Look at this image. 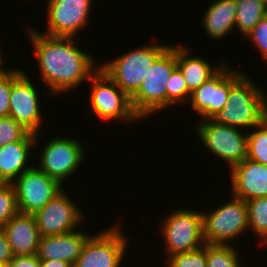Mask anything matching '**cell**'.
<instances>
[{
	"instance_id": "cell-1",
	"label": "cell",
	"mask_w": 267,
	"mask_h": 267,
	"mask_svg": "<svg viewBox=\"0 0 267 267\" xmlns=\"http://www.w3.org/2000/svg\"><path fill=\"white\" fill-rule=\"evenodd\" d=\"M26 30L35 51L40 79L51 96L60 97L75 90L99 69L100 64L92 54L78 47V38L44 35L31 26Z\"/></svg>"
},
{
	"instance_id": "cell-2",
	"label": "cell",
	"mask_w": 267,
	"mask_h": 267,
	"mask_svg": "<svg viewBox=\"0 0 267 267\" xmlns=\"http://www.w3.org/2000/svg\"><path fill=\"white\" fill-rule=\"evenodd\" d=\"M244 74L230 89L226 105L210 119L247 132L267 117V96ZM250 128V129H249Z\"/></svg>"
},
{
	"instance_id": "cell-3",
	"label": "cell",
	"mask_w": 267,
	"mask_h": 267,
	"mask_svg": "<svg viewBox=\"0 0 267 267\" xmlns=\"http://www.w3.org/2000/svg\"><path fill=\"white\" fill-rule=\"evenodd\" d=\"M169 46V44L148 43L101 63L99 68L131 98L138 91L155 60Z\"/></svg>"
},
{
	"instance_id": "cell-4",
	"label": "cell",
	"mask_w": 267,
	"mask_h": 267,
	"mask_svg": "<svg viewBox=\"0 0 267 267\" xmlns=\"http://www.w3.org/2000/svg\"><path fill=\"white\" fill-rule=\"evenodd\" d=\"M176 66V46L171 45L155 60L138 91L130 98L140 120L167 108L166 84Z\"/></svg>"
},
{
	"instance_id": "cell-5",
	"label": "cell",
	"mask_w": 267,
	"mask_h": 267,
	"mask_svg": "<svg viewBox=\"0 0 267 267\" xmlns=\"http://www.w3.org/2000/svg\"><path fill=\"white\" fill-rule=\"evenodd\" d=\"M89 81L92 87L88 105L91 117L106 122L140 120L132 109L130 97L103 70L99 68Z\"/></svg>"
},
{
	"instance_id": "cell-6",
	"label": "cell",
	"mask_w": 267,
	"mask_h": 267,
	"mask_svg": "<svg viewBox=\"0 0 267 267\" xmlns=\"http://www.w3.org/2000/svg\"><path fill=\"white\" fill-rule=\"evenodd\" d=\"M231 198L211 212L202 211L205 244L232 245L233 239H240L249 230L246 202L233 195Z\"/></svg>"
},
{
	"instance_id": "cell-7",
	"label": "cell",
	"mask_w": 267,
	"mask_h": 267,
	"mask_svg": "<svg viewBox=\"0 0 267 267\" xmlns=\"http://www.w3.org/2000/svg\"><path fill=\"white\" fill-rule=\"evenodd\" d=\"M162 221L161 234L165 240L167 257L194 251L204 244L202 210L177 209L169 213Z\"/></svg>"
},
{
	"instance_id": "cell-8",
	"label": "cell",
	"mask_w": 267,
	"mask_h": 267,
	"mask_svg": "<svg viewBox=\"0 0 267 267\" xmlns=\"http://www.w3.org/2000/svg\"><path fill=\"white\" fill-rule=\"evenodd\" d=\"M195 129L204 148L228 164L229 169L247 159L248 132L242 133V129L218 124L211 119L199 121Z\"/></svg>"
},
{
	"instance_id": "cell-9",
	"label": "cell",
	"mask_w": 267,
	"mask_h": 267,
	"mask_svg": "<svg viewBox=\"0 0 267 267\" xmlns=\"http://www.w3.org/2000/svg\"><path fill=\"white\" fill-rule=\"evenodd\" d=\"M81 140L70 137H52L42 146L37 167L62 185L77 172L85 160ZM65 180V181H64Z\"/></svg>"
},
{
	"instance_id": "cell-10",
	"label": "cell",
	"mask_w": 267,
	"mask_h": 267,
	"mask_svg": "<svg viewBox=\"0 0 267 267\" xmlns=\"http://www.w3.org/2000/svg\"><path fill=\"white\" fill-rule=\"evenodd\" d=\"M107 228L87 239L73 267H121L128 237L118 223Z\"/></svg>"
},
{
	"instance_id": "cell-11",
	"label": "cell",
	"mask_w": 267,
	"mask_h": 267,
	"mask_svg": "<svg viewBox=\"0 0 267 267\" xmlns=\"http://www.w3.org/2000/svg\"><path fill=\"white\" fill-rule=\"evenodd\" d=\"M223 64L222 67L199 88L195 89L189 102L200 121L210 119L227 103L231 87L246 73Z\"/></svg>"
},
{
	"instance_id": "cell-12",
	"label": "cell",
	"mask_w": 267,
	"mask_h": 267,
	"mask_svg": "<svg viewBox=\"0 0 267 267\" xmlns=\"http://www.w3.org/2000/svg\"><path fill=\"white\" fill-rule=\"evenodd\" d=\"M12 185L15 189L18 211L33 215L64 189L58 180L33 165Z\"/></svg>"
},
{
	"instance_id": "cell-13",
	"label": "cell",
	"mask_w": 267,
	"mask_h": 267,
	"mask_svg": "<svg viewBox=\"0 0 267 267\" xmlns=\"http://www.w3.org/2000/svg\"><path fill=\"white\" fill-rule=\"evenodd\" d=\"M20 68H12V91L10 95L9 116L29 132L40 134L43 124L40 99L35 83ZM42 114V115H41Z\"/></svg>"
},
{
	"instance_id": "cell-14",
	"label": "cell",
	"mask_w": 267,
	"mask_h": 267,
	"mask_svg": "<svg viewBox=\"0 0 267 267\" xmlns=\"http://www.w3.org/2000/svg\"><path fill=\"white\" fill-rule=\"evenodd\" d=\"M71 199L63 189L34 214L41 237L73 232L84 222L86 214H83L80 207L78 208L76 202Z\"/></svg>"
},
{
	"instance_id": "cell-15",
	"label": "cell",
	"mask_w": 267,
	"mask_h": 267,
	"mask_svg": "<svg viewBox=\"0 0 267 267\" xmlns=\"http://www.w3.org/2000/svg\"><path fill=\"white\" fill-rule=\"evenodd\" d=\"M93 0H47V29L44 35L77 37L89 23ZM79 31V32H78Z\"/></svg>"
},
{
	"instance_id": "cell-16",
	"label": "cell",
	"mask_w": 267,
	"mask_h": 267,
	"mask_svg": "<svg viewBox=\"0 0 267 267\" xmlns=\"http://www.w3.org/2000/svg\"><path fill=\"white\" fill-rule=\"evenodd\" d=\"M231 195L245 202L267 197V166L245 159L230 168Z\"/></svg>"
},
{
	"instance_id": "cell-17",
	"label": "cell",
	"mask_w": 267,
	"mask_h": 267,
	"mask_svg": "<svg viewBox=\"0 0 267 267\" xmlns=\"http://www.w3.org/2000/svg\"><path fill=\"white\" fill-rule=\"evenodd\" d=\"M38 136L39 133L28 132L20 141L0 147V183L12 184L23 172L32 167L28 163L32 158L30 157L32 149L38 145Z\"/></svg>"
},
{
	"instance_id": "cell-18",
	"label": "cell",
	"mask_w": 267,
	"mask_h": 267,
	"mask_svg": "<svg viewBox=\"0 0 267 267\" xmlns=\"http://www.w3.org/2000/svg\"><path fill=\"white\" fill-rule=\"evenodd\" d=\"M82 230L77 229L63 235L40 237L37 257L40 260H63L73 266L81 255L85 242L91 236Z\"/></svg>"
},
{
	"instance_id": "cell-19",
	"label": "cell",
	"mask_w": 267,
	"mask_h": 267,
	"mask_svg": "<svg viewBox=\"0 0 267 267\" xmlns=\"http://www.w3.org/2000/svg\"><path fill=\"white\" fill-rule=\"evenodd\" d=\"M3 229L13 256L37 253L41 236L33 214L18 212L3 226Z\"/></svg>"
},
{
	"instance_id": "cell-20",
	"label": "cell",
	"mask_w": 267,
	"mask_h": 267,
	"mask_svg": "<svg viewBox=\"0 0 267 267\" xmlns=\"http://www.w3.org/2000/svg\"><path fill=\"white\" fill-rule=\"evenodd\" d=\"M236 0H213L201 22L204 31L216 41L235 30Z\"/></svg>"
},
{
	"instance_id": "cell-21",
	"label": "cell",
	"mask_w": 267,
	"mask_h": 267,
	"mask_svg": "<svg viewBox=\"0 0 267 267\" xmlns=\"http://www.w3.org/2000/svg\"><path fill=\"white\" fill-rule=\"evenodd\" d=\"M186 48L181 45L176 46V62L188 90L192 93L212 77L222 67L224 62L220 61L217 65H211L207 59H203L201 56L192 57V55H189V52L192 51Z\"/></svg>"
},
{
	"instance_id": "cell-22",
	"label": "cell",
	"mask_w": 267,
	"mask_h": 267,
	"mask_svg": "<svg viewBox=\"0 0 267 267\" xmlns=\"http://www.w3.org/2000/svg\"><path fill=\"white\" fill-rule=\"evenodd\" d=\"M237 12L235 28L247 37L258 22L267 15L262 0H236Z\"/></svg>"
},
{
	"instance_id": "cell-23",
	"label": "cell",
	"mask_w": 267,
	"mask_h": 267,
	"mask_svg": "<svg viewBox=\"0 0 267 267\" xmlns=\"http://www.w3.org/2000/svg\"><path fill=\"white\" fill-rule=\"evenodd\" d=\"M237 250L233 244H206L207 267H244Z\"/></svg>"
},
{
	"instance_id": "cell-24",
	"label": "cell",
	"mask_w": 267,
	"mask_h": 267,
	"mask_svg": "<svg viewBox=\"0 0 267 267\" xmlns=\"http://www.w3.org/2000/svg\"><path fill=\"white\" fill-rule=\"evenodd\" d=\"M254 129L248 131L247 158L267 166V117Z\"/></svg>"
},
{
	"instance_id": "cell-25",
	"label": "cell",
	"mask_w": 267,
	"mask_h": 267,
	"mask_svg": "<svg viewBox=\"0 0 267 267\" xmlns=\"http://www.w3.org/2000/svg\"><path fill=\"white\" fill-rule=\"evenodd\" d=\"M248 226L261 241L267 235V197L246 201Z\"/></svg>"
},
{
	"instance_id": "cell-26",
	"label": "cell",
	"mask_w": 267,
	"mask_h": 267,
	"mask_svg": "<svg viewBox=\"0 0 267 267\" xmlns=\"http://www.w3.org/2000/svg\"><path fill=\"white\" fill-rule=\"evenodd\" d=\"M167 108L189 101L191 92L188 90L186 82L179 68L176 66L166 84Z\"/></svg>"
},
{
	"instance_id": "cell-27",
	"label": "cell",
	"mask_w": 267,
	"mask_h": 267,
	"mask_svg": "<svg viewBox=\"0 0 267 267\" xmlns=\"http://www.w3.org/2000/svg\"><path fill=\"white\" fill-rule=\"evenodd\" d=\"M165 262V267H207L206 244L194 251L173 254Z\"/></svg>"
},
{
	"instance_id": "cell-28",
	"label": "cell",
	"mask_w": 267,
	"mask_h": 267,
	"mask_svg": "<svg viewBox=\"0 0 267 267\" xmlns=\"http://www.w3.org/2000/svg\"><path fill=\"white\" fill-rule=\"evenodd\" d=\"M18 212L13 185L0 183V227H3Z\"/></svg>"
},
{
	"instance_id": "cell-29",
	"label": "cell",
	"mask_w": 267,
	"mask_h": 267,
	"mask_svg": "<svg viewBox=\"0 0 267 267\" xmlns=\"http://www.w3.org/2000/svg\"><path fill=\"white\" fill-rule=\"evenodd\" d=\"M29 131L10 116L0 117V147L20 141Z\"/></svg>"
},
{
	"instance_id": "cell-30",
	"label": "cell",
	"mask_w": 267,
	"mask_h": 267,
	"mask_svg": "<svg viewBox=\"0 0 267 267\" xmlns=\"http://www.w3.org/2000/svg\"><path fill=\"white\" fill-rule=\"evenodd\" d=\"M260 51L267 61V15L263 17L246 37Z\"/></svg>"
},
{
	"instance_id": "cell-31",
	"label": "cell",
	"mask_w": 267,
	"mask_h": 267,
	"mask_svg": "<svg viewBox=\"0 0 267 267\" xmlns=\"http://www.w3.org/2000/svg\"><path fill=\"white\" fill-rule=\"evenodd\" d=\"M12 91V68L0 75V117L9 116Z\"/></svg>"
},
{
	"instance_id": "cell-32",
	"label": "cell",
	"mask_w": 267,
	"mask_h": 267,
	"mask_svg": "<svg viewBox=\"0 0 267 267\" xmlns=\"http://www.w3.org/2000/svg\"><path fill=\"white\" fill-rule=\"evenodd\" d=\"M7 267H40V259L36 254L13 256L7 263Z\"/></svg>"
},
{
	"instance_id": "cell-33",
	"label": "cell",
	"mask_w": 267,
	"mask_h": 267,
	"mask_svg": "<svg viewBox=\"0 0 267 267\" xmlns=\"http://www.w3.org/2000/svg\"><path fill=\"white\" fill-rule=\"evenodd\" d=\"M13 258L5 231L0 227V263L7 264Z\"/></svg>"
},
{
	"instance_id": "cell-34",
	"label": "cell",
	"mask_w": 267,
	"mask_h": 267,
	"mask_svg": "<svg viewBox=\"0 0 267 267\" xmlns=\"http://www.w3.org/2000/svg\"><path fill=\"white\" fill-rule=\"evenodd\" d=\"M40 267H73L63 260H40Z\"/></svg>"
},
{
	"instance_id": "cell-35",
	"label": "cell",
	"mask_w": 267,
	"mask_h": 267,
	"mask_svg": "<svg viewBox=\"0 0 267 267\" xmlns=\"http://www.w3.org/2000/svg\"><path fill=\"white\" fill-rule=\"evenodd\" d=\"M1 53L3 54L2 50H0V75L3 74L4 72H6L9 69V67L6 68V69L3 68L4 67L3 64H4V59L5 58H3V55H1Z\"/></svg>"
},
{
	"instance_id": "cell-36",
	"label": "cell",
	"mask_w": 267,
	"mask_h": 267,
	"mask_svg": "<svg viewBox=\"0 0 267 267\" xmlns=\"http://www.w3.org/2000/svg\"><path fill=\"white\" fill-rule=\"evenodd\" d=\"M262 243H265L267 245V235L261 240Z\"/></svg>"
},
{
	"instance_id": "cell-37",
	"label": "cell",
	"mask_w": 267,
	"mask_h": 267,
	"mask_svg": "<svg viewBox=\"0 0 267 267\" xmlns=\"http://www.w3.org/2000/svg\"><path fill=\"white\" fill-rule=\"evenodd\" d=\"M263 4L265 5V7L267 8V0H262Z\"/></svg>"
},
{
	"instance_id": "cell-38",
	"label": "cell",
	"mask_w": 267,
	"mask_h": 267,
	"mask_svg": "<svg viewBox=\"0 0 267 267\" xmlns=\"http://www.w3.org/2000/svg\"><path fill=\"white\" fill-rule=\"evenodd\" d=\"M0 267H7V264L0 263Z\"/></svg>"
}]
</instances>
